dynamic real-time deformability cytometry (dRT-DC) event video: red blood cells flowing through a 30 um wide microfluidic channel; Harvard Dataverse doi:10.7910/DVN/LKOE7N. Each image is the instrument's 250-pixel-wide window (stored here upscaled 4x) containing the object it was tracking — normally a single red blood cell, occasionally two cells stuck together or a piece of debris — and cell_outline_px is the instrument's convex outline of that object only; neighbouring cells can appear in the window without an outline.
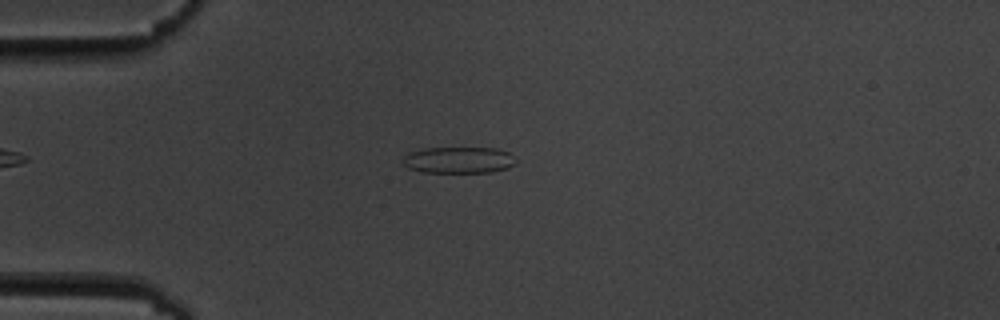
{"species": "common noctule bat (a hibernating species)", "species_latin": "Nyctalus noctula", "temperature_condition": "cold", "stored_images_in_passage": 7, "camera_frame_rate_fps": 3000, "um_per_image_px": 0.085, "animal": {"sex": "male", "body_mass_g": 19.5, "forearm_length_mm": 54.6}, "frame": {"image": 1, "passage_image": 4, "time_ms": 3.333, "image_size_px": [1000, 320], "cell_outline_px": [[516, 164], [508, 168], [488, 172], [420, 172], [408, 168], [404, 164], [404, 156], [408, 152], [424, 148], [496, 148], [508, 152], [512, 156]], "centroid_in_image_um": [38.97, 13.6], "position_along_channel_um": 46.0, "area_um2": 17.34}}
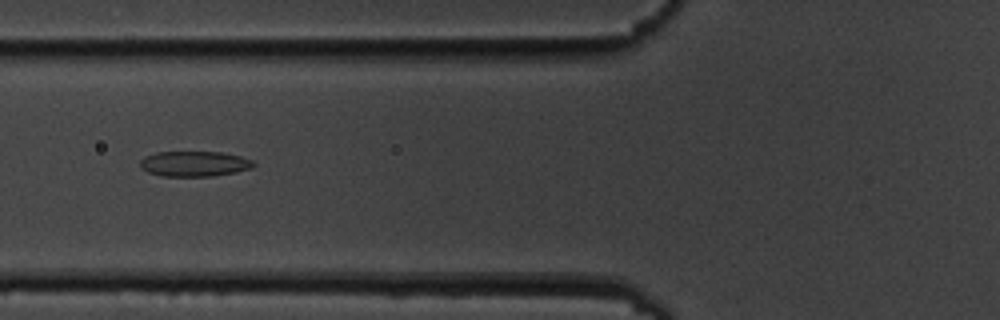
{"frame": {"image": 2, "passage_image": 6, "time_ms": 5.667, "image_size_px": [1000, 320], "cell_outline_px": [[256, 164], [252, 168], [236, 172], [208, 176], [164, 176], [148, 172], [140, 168], [140, 160], [144, 156], [156, 152], [220, 152], [240, 156], [252, 160]], "centroid_in_image_um": [16.5, 13.91], "position_along_channel_um": 109.3, "area_um2": 16.7}}
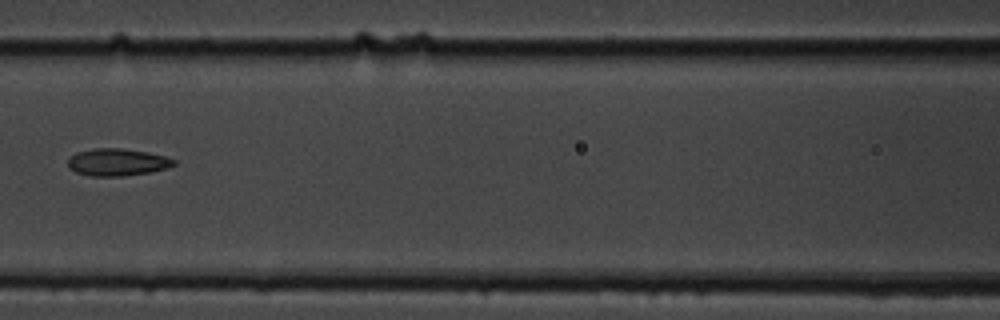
{"frame": {"image": 3, "passage_image": 7, "time_ms": 7.0, "image_size_px": [1000, 320], "cell_outline_px": [[176, 164], [152, 172], [124, 176], [88, 176], [76, 172], [68, 168], [68, 160], [76, 152], [92, 148], [120, 148], [148, 152], [164, 156], [176, 160]], "centroid_in_image_um": [9.94, 13.79], "position_along_channel_um": 156.7, "area_um2": 16.88}}